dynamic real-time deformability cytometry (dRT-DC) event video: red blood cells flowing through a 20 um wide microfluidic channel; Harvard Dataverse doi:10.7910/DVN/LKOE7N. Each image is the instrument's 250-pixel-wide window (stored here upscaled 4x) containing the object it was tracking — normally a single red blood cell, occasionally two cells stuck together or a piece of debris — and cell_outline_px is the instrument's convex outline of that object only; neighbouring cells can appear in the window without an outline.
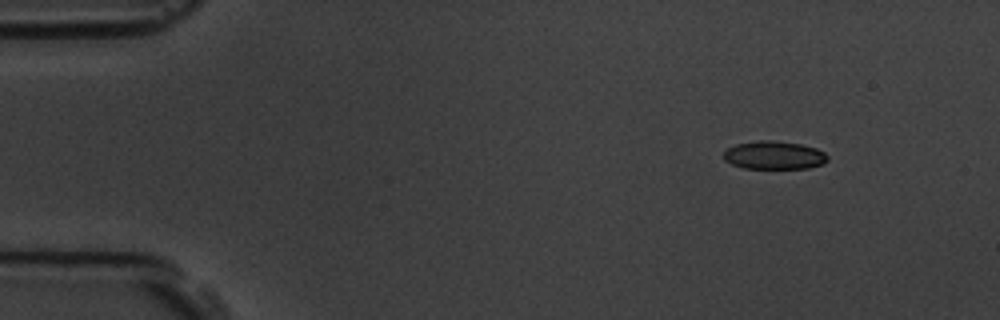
{"species": "common noctule bat (a hibernating species)", "species_latin": "Nyctalus noctula", "temperature_condition": "room temperature", "stored_images_in_passage": 4, "camera_frame_rate_fps": 3000, "um_per_image_px": 0.085, "animal": {"sex": "male", "body_mass_g": 19.5, "forearm_length_mm": 54.6}, "frame": {"image": 1, "passage_image": 1, "time_ms": 0.0, "image_size_px": [1000, 320], "cell_outline_px": [[828, 160], [824, 164], [808, 168], [744, 168], [732, 164], [724, 160], [724, 152], [728, 148], [736, 144], [760, 140], [772, 140], [800, 144], [816, 148], [824, 152], [828, 156]], "centroid_in_image_um": [65.82, 13.19], "position_along_channel_um": 19.2, "area_um2": 17.05}}
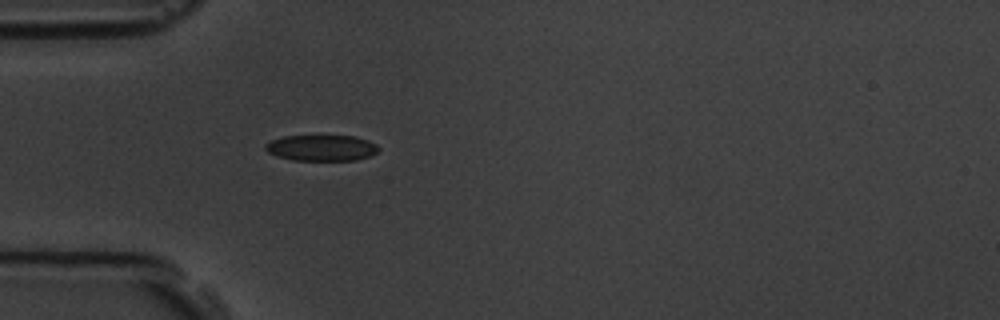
{"frame": {"image": 2, "passage_image": 4, "time_ms": 3.333, "image_size_px": [1000, 320], "cell_outline_px": [[380, 148], [376, 152], [368, 156], [356, 160], [292, 160], [276, 156], [268, 152], [264, 148], [264, 144], [272, 140], [284, 136], [352, 136], [368, 140], [376, 144]], "centroid_in_image_um": [27.3, 12.57], "position_along_channel_um": 57.7, "area_um2": 17.05}}